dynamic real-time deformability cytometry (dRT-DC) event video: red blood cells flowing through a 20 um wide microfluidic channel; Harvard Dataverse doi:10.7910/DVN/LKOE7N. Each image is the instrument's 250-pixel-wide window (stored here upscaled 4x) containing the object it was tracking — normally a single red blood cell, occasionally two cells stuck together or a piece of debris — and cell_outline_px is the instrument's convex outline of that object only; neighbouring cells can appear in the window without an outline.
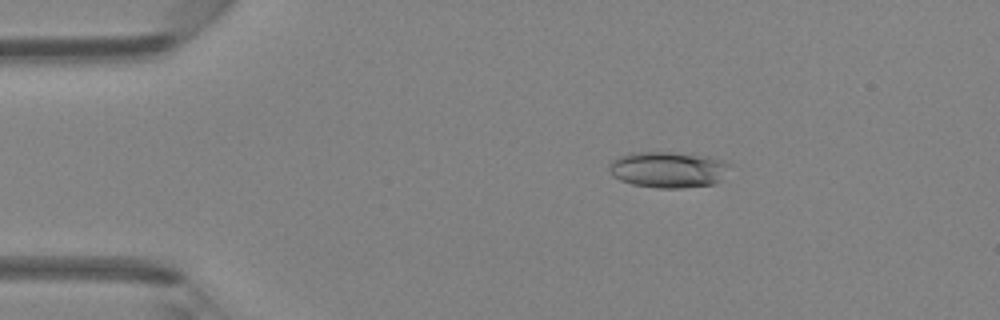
{"species": "Egyptian fruit bat (a non-hibernating species)", "species_latin": "Rousettus aegyptiacus", "temperature_condition": "room temperature", "stored_images_in_passage": 48, "camera_frame_rate_fps": 3000, "um_per_image_px": 0.085, "animal": {"sex": "female"}, "frame": {"image": 1, "passage_image": 9, "time_ms": 2.667, "image_size_px": [1000, 320], "cell_outline_px": [[732, 164], [720, 180], [716, 184], [680, 188], [656, 188], [632, 184], [620, 180], [612, 176], [608, 168], [608, 164], [612, 160], [620, 156], [632, 152], [668, 152], [708, 156]], "centroid_in_image_um": [56.77, 14.42], "position_along_channel_um": 28.2, "area_um2": 25.49}}
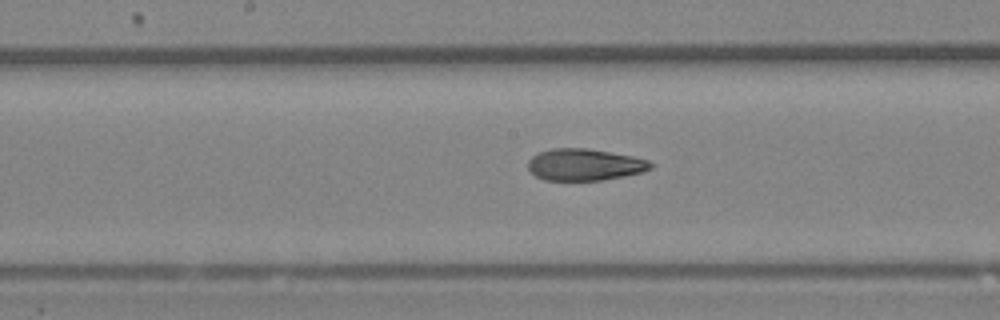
{"frame": {"image": 2, "passage_image": 25, "time_ms": 8.0, "image_size_px": [1000, 320], "cell_outline_px": [[656, 164], [652, 168], [644, 172], [604, 180], [544, 180], [536, 176], [528, 168], [528, 160], [532, 156], [540, 152], [552, 148], [588, 148], [632, 156], [648, 160]], "centroid_in_image_um": [49.73, 13.99], "position_along_channel_um": 198.5, "area_um2": 22.83}}
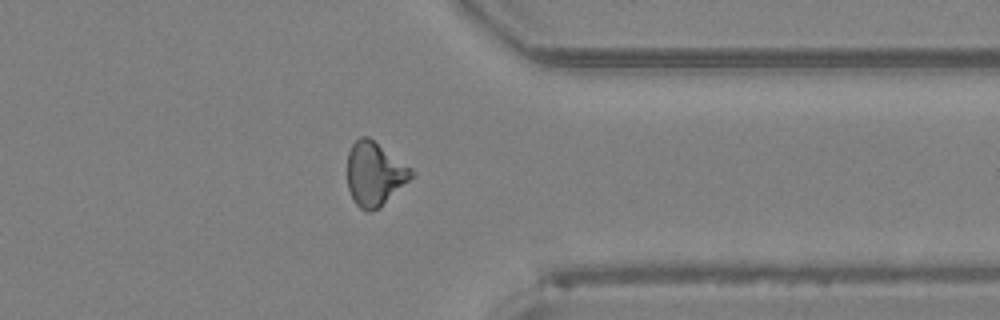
{"frame": {"image": 3, "passage_image": 38, "time_ms": 12.333, "image_size_px": [1000, 320], "cell_outline_px": [[416, 172], [380, 208], [368, 212], [360, 208], [356, 204], [348, 188], [348, 152], [352, 144], [360, 136], [368, 136], [412, 168]], "centroid_in_image_um": [31.84, 14.77], "position_along_channel_um": 379.6, "area_um2": 23.58}, "authors_computed_cell_mechanics": {"area_um2": 23.4668, "velocity_mm_per_s": 4.3176, "shape_relaxation_time_tau1_ms": 3.8567, "shape_relaxation_time_tau2_ms": 2.2778, "deformation_change_tau1": 0.1369, "deformation_change_tau2": 0.1026}}